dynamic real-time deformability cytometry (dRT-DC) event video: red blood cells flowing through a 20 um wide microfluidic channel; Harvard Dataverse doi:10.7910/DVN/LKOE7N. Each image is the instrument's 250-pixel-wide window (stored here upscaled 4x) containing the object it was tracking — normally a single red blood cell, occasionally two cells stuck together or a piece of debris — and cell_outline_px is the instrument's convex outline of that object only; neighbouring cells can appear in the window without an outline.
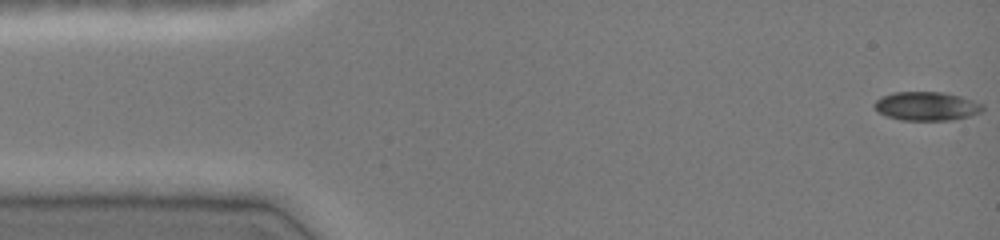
{"species": "common noctule bat (a hibernating species)", "species_latin": "Nyctalus noctula", "temperature_condition": "cold", "stored_images_in_passage": 47, "camera_frame_rate_fps": 3000, "um_per_image_px": 0.085, "animal": {"sex": "female", "body_mass_g": 19.0, "forearm_length_mm": 51.5}, "frame": {"image": 1, "passage_image": 1, "time_ms": 0.0, "image_size_px": [1000, 240], "cell_outline_px": [[984, 108], [980, 112], [968, 116], [952, 120], [900, 120], [888, 116], [880, 112], [872, 104], [880, 96], [892, 92], [944, 92], [960, 96], [984, 104]], "centroid_in_image_um": [78.75, 9.01], "position_along_channel_um": 6.3, "area_um2": 18.15}}
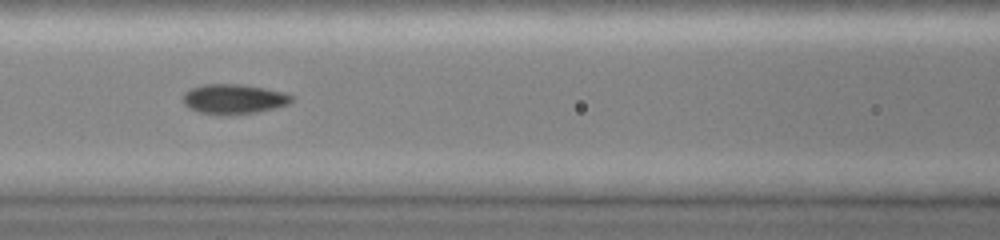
{"frame": {"image": 2, "passage_image": 20, "time_ms": 6.333, "image_size_px": [1000, 240], "cell_outline_px": [[296, 96], [288, 104], [276, 108], [256, 112], [200, 112], [188, 108], [184, 104], [184, 92], [192, 88], [204, 84], [244, 84], [284, 92]], "centroid_in_image_um": [19.92, 8.37], "position_along_channel_um": 146.7, "area_um2": 18.26}}
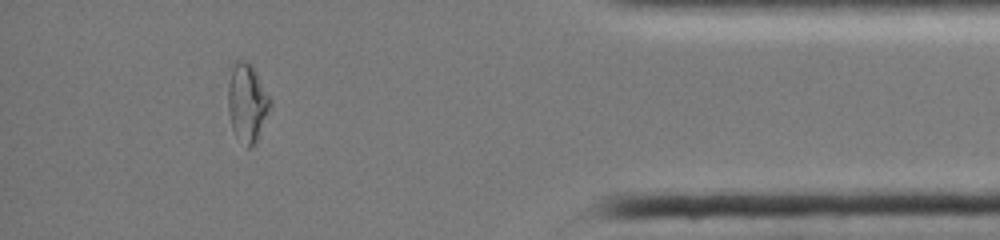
{"frame": {"image": 3, "passage_image": 42, "time_ms": 13.667, "image_size_px": [1000, 240], "cell_outline_px": [[272, 104], [256, 144], [252, 148], [248, 148], [236, 136], [232, 128], [228, 112], [228, 84], [232, 68], [236, 60], [244, 60], [252, 64], [272, 100]], "centroid_in_image_um": [21.02, 8.75], "position_along_channel_um": 414.2, "area_um2": 19.48}, "authors_computed_cell_mechanics": {"area_um2": 18.1492, "velocity_mm_per_s": 4.0866, "shape_relaxation_time_tau1_ms": null, "shape_relaxation_time_tau2_ms": 3.882, "deformation_change_tau1": null, "deformation_change_tau2": 0.0579}}